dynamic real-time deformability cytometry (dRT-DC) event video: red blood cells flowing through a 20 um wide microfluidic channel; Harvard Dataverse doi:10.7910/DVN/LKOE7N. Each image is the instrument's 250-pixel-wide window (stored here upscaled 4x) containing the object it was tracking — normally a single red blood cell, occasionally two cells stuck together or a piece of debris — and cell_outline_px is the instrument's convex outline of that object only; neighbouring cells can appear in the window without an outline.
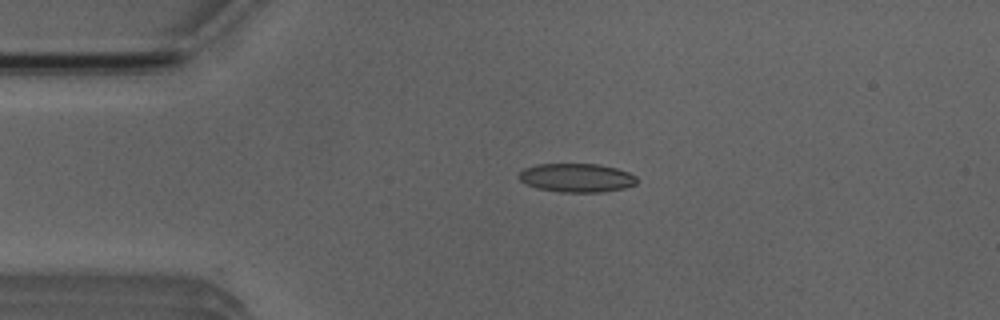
{"species": "Egyptian fruit bat (a non-hibernating species)", "species_latin": "Rousettus aegyptiacus", "temperature_condition": "room temperature", "stored_images_in_passage": 5, "camera_frame_rate_fps": 3000, "um_per_image_px": 0.085, "animal": {"sex": "male"}, "frame": {"image": 1, "passage_image": 4, "time_ms": 3.333, "image_size_px": [1000, 320], "cell_outline_px": [[636, 184], [624, 188], [604, 192], [560, 192], [536, 188], [520, 180], [520, 172], [524, 168], [536, 164], [600, 164], [616, 168], [628, 172], [636, 176]], "centroid_in_image_um": [49.03, 15.11], "position_along_channel_um": 36.0, "area_um2": 19.71}}